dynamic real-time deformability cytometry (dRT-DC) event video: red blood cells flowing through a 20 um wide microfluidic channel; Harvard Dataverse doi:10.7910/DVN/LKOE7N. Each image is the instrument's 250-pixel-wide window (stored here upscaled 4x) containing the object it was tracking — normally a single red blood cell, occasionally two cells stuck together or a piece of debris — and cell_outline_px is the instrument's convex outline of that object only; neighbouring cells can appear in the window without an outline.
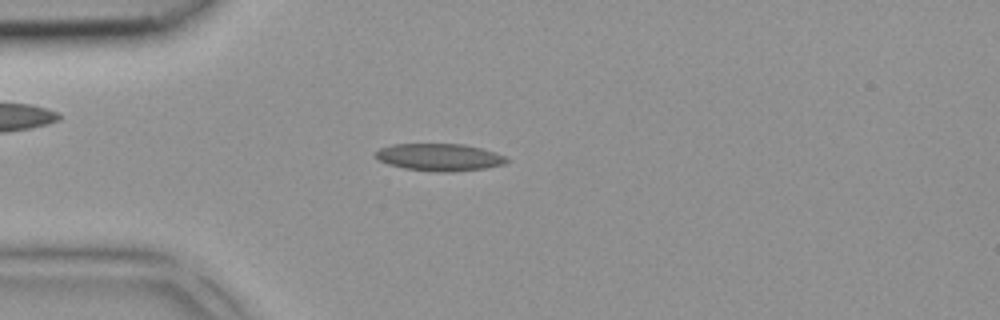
{"species": "common noctule bat (a hibernating species)", "species_latin": "Nyctalus noctula", "temperature_condition": "room temperature", "stored_images_in_passage": 1, "camera_frame_rate_fps": 3000, "um_per_image_px": 0.085, "animal": {"sex": "female", "body_mass_g": 18.4}, "frame": {"image": 1, "passage_image": 1, "time_ms": 0.0, "image_size_px": [1000, 320], "cell_outline_px": [[508, 160], [504, 164], [488, 168], [452, 172], [440, 172], [404, 168], [388, 164], [372, 156], [380, 148], [392, 144], [464, 144], [496, 152], [504, 156]], "centroid_in_image_um": [37.35, 13.36], "position_along_channel_um": 47.7, "area_um2": 20.87}}